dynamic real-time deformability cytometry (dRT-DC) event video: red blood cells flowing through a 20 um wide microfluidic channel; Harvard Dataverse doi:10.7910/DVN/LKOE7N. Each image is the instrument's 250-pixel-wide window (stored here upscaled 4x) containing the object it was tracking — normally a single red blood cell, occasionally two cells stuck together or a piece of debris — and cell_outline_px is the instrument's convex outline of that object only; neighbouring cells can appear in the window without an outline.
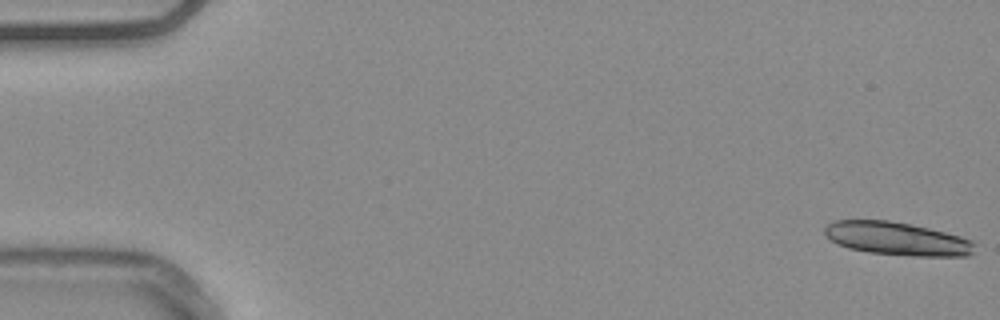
{"species": "common noctule bat (a hibernating species)", "species_latin": "Nyctalus noctula", "temperature_condition": "warm", "stored_images_in_passage": 38, "camera_frame_rate_fps": 3000, "um_per_image_px": 0.085, "animal": {"sex": "male", "body_mass_g": 20.4}, "frame": {"image": 1, "passage_image": 1, "time_ms": 0.0, "image_size_px": [1000, 320], "cell_outline_px": [[976, 244], [972, 252], [968, 256], [912, 256], [868, 252], [848, 248], [836, 244], [824, 236], [824, 228], [828, 224], [836, 220], [888, 220], [928, 228], [960, 236], [972, 240]], "centroid_in_image_um": [76.21, 20.29], "position_along_channel_um": 8.8, "area_um2": 29.07}}
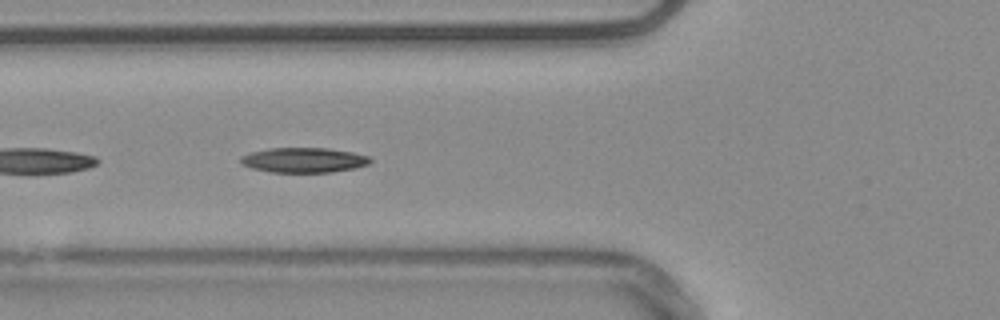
{"frame": {"image": 2, "passage_image": 21, "time_ms": 6.667, "image_size_px": [1000, 320], "cell_outline_px": [[372, 160], [368, 164], [356, 168], [332, 172], [272, 172], [252, 168], [240, 164], [240, 156], [252, 152], [268, 148], [328, 148], [352, 152], [368, 156]], "centroid_in_image_um": [25.81, 13.6], "position_along_channel_um": 100.0, "area_um2": 18.84}}